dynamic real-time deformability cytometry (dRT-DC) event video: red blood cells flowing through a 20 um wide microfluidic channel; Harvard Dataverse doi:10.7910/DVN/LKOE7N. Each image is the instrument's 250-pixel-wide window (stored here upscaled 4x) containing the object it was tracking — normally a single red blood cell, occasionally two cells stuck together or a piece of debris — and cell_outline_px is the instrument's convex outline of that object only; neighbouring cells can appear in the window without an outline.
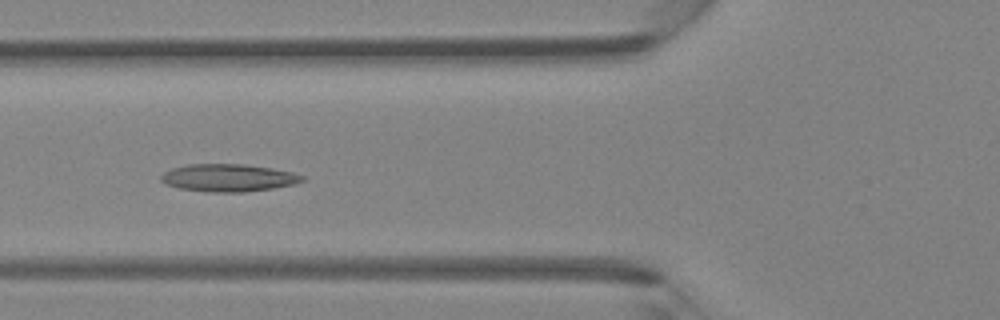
{"species": "Egyptian fruit bat (a non-hibernating species)", "species_latin": "Rousettus aegyptiacus", "temperature_condition": "room temperature", "stored_images_in_passage": 46, "camera_frame_rate_fps": 3000, "um_per_image_px": 0.085, "animal": {"sex": "female"}, "frame": {"image": 1, "passage_image": 18, "time_ms": 5.667, "image_size_px": [1000, 320], "cell_outline_px": [[304, 180], [296, 184], [272, 188], [244, 192], [208, 192], [180, 188], [164, 184], [160, 180], [160, 176], [164, 172], [172, 168], [188, 164], [244, 164], [272, 168], [292, 172], [304, 176]], "centroid_in_image_um": [19.4, 15.11], "position_along_channel_um": 106.4, "area_um2": 22.72}}
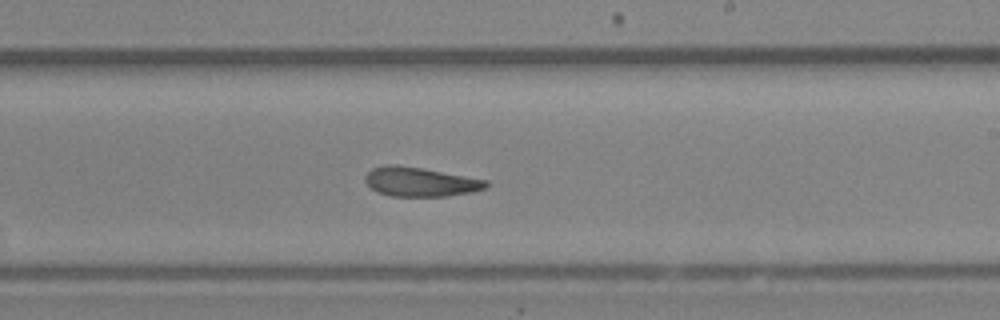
{"frame": {"image": 2, "passage_image": 28, "time_ms": 9.0, "image_size_px": [1000, 320], "cell_outline_px": [[488, 184], [484, 188], [472, 192], [448, 196], [392, 196], [376, 192], [364, 180], [364, 176], [372, 168], [384, 164], [396, 164], [424, 168], [488, 180]], "centroid_in_image_um": [35.69, 15.44], "position_along_channel_um": 253.3, "area_um2": 20.75}}
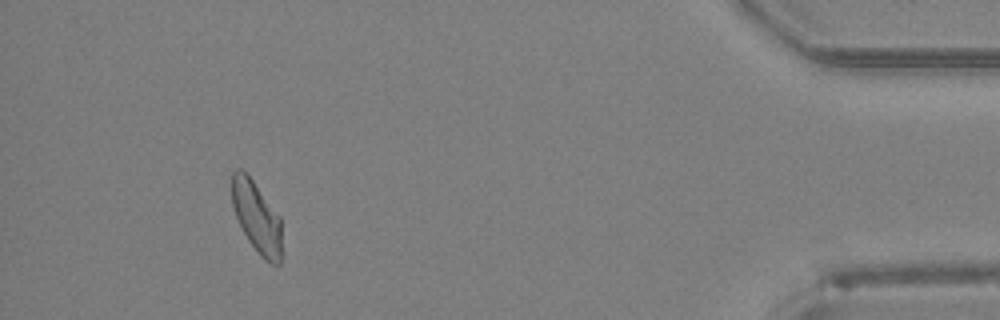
{"frame": {"image": 3, "passage_image": 43, "time_ms": 14.0, "image_size_px": [1000, 320], "cell_outline_px": [[280, 264], [272, 264], [264, 260], [260, 256], [248, 240], [240, 228], [232, 204], [232, 172], [236, 168], [240, 168], [252, 180], [280, 216]], "centroid_in_image_um": [21.79, 18.46], "position_along_channel_um": 413.4, "area_um2": 20.46}}